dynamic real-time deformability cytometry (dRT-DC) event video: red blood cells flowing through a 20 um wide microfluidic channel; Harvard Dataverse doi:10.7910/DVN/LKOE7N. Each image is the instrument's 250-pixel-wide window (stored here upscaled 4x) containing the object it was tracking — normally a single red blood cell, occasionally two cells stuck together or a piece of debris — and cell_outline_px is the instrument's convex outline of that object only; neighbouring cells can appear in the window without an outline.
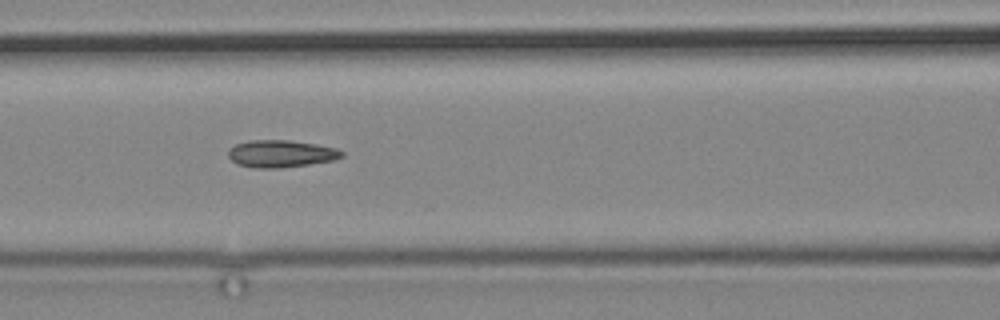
{"species": "common noctule bat (a hibernating species)", "species_latin": "Nyctalus noctula", "temperature_condition": "cold", "stored_images_in_passage": 14, "camera_frame_rate_fps": 3000, "um_per_image_px": 0.085, "animal": {"sex": "male", "body_mass_g": 19.2, "forearm_length_mm": 51.8}, "frame": {"image": 1, "passage_image": 12, "time_ms": 13.667, "image_size_px": [1000, 320], "cell_outline_px": [[344, 156], [332, 160], [308, 164], [280, 168], [256, 168], [236, 164], [228, 156], [228, 152], [236, 144], [248, 140], [288, 140], [316, 144], [336, 148], [344, 152]], "centroid_in_image_um": [23.88, 13.06], "position_along_channel_um": 142.7, "area_um2": 17.92}}
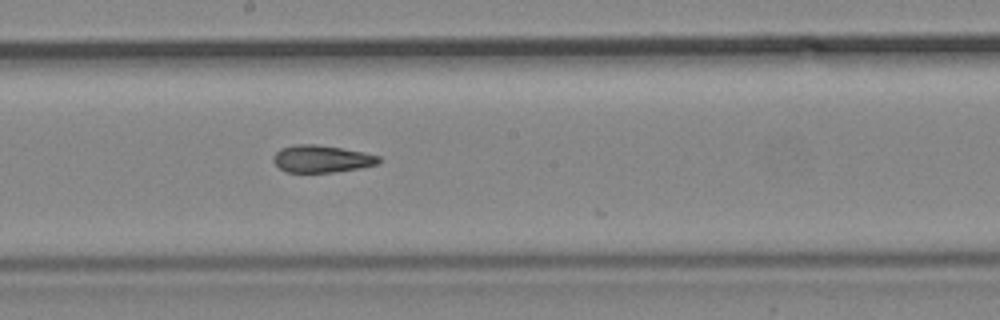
{"frame": {"image": 2, "passage_image": 14, "time_ms": 16.0, "image_size_px": [1000, 320], "cell_outline_px": [[380, 160], [376, 164], [360, 168], [332, 172], [288, 172], [280, 168], [272, 160], [272, 156], [280, 148], [296, 144], [316, 144], [364, 152], [380, 156]], "centroid_in_image_um": [27.31, 13.49], "position_along_channel_um": 220.9, "area_um2": 16.65}}